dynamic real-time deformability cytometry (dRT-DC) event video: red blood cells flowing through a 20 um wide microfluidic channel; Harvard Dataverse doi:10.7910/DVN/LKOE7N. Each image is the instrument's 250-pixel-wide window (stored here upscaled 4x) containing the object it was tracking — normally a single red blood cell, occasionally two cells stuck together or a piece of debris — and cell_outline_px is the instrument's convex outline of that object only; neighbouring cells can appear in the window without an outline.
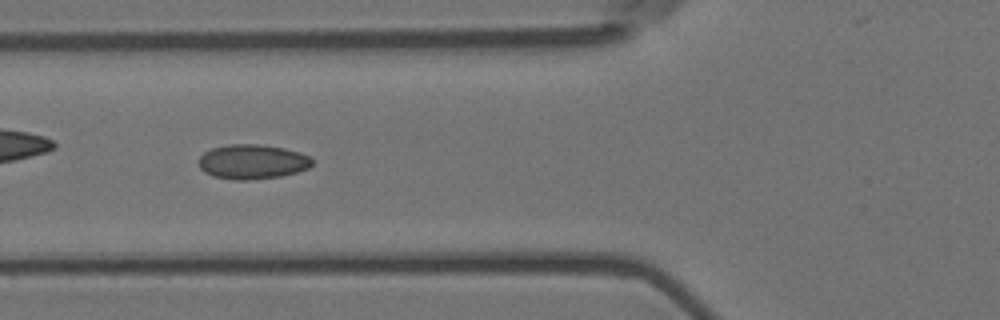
{"species": "Egyptian fruit bat (a non-hibernating species)", "species_latin": "Rousettus aegyptiacus", "temperature_condition": "room temperature", "stored_images_in_passage": 55, "camera_frame_rate_fps": 3000, "um_per_image_px": 0.085, "animal": {"sex": "female"}, "frame": {"image": 1, "passage_image": 20, "time_ms": 6.333, "image_size_px": [1000, 320], "cell_outline_px": [[312, 164], [308, 168], [296, 172], [280, 176], [248, 180], [236, 180], [212, 176], [204, 172], [200, 168], [200, 156], [204, 152], [212, 148], [228, 144], [256, 144], [284, 148], [300, 152], [308, 156], [312, 160]], "centroid_in_image_um": [21.43, 13.75], "position_along_channel_um": 104.4, "area_um2": 22.77}}
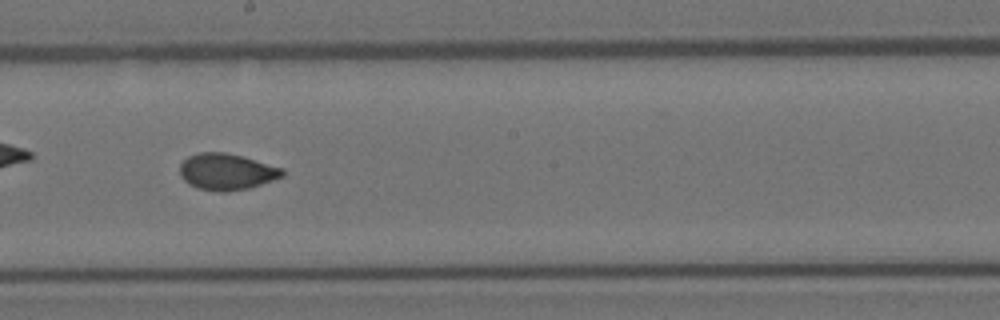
{"frame": {"image": 2, "passage_image": 30, "time_ms": 9.667, "image_size_px": [1000, 320], "cell_outline_px": [[284, 176], [248, 188], [228, 192], [220, 192], [196, 188], [188, 184], [180, 176], [180, 164], [188, 156], [200, 152], [224, 152], [244, 156], [284, 168]], "centroid_in_image_um": [19.26, 14.59], "position_along_channel_um": 228.9, "area_um2": 21.96}}
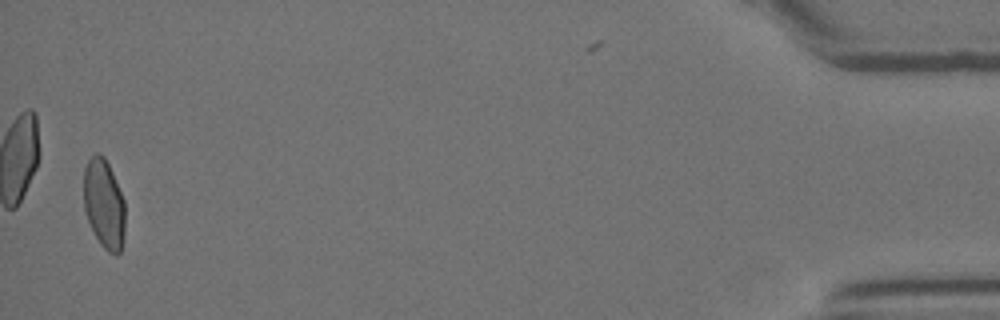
{"frame": {"image": 3, "passage_image": 53, "time_ms": 17.333, "image_size_px": [1000, 320], "cell_outline_px": [[124, 236], [120, 252], [116, 256], [108, 252], [100, 244], [88, 220], [84, 208], [84, 168], [88, 160], [96, 152], [100, 152], [104, 156], [112, 172], [124, 200]], "centroid_in_image_um": [8.84, 17.33], "position_along_channel_um": 426.4, "area_um2": 21.5}, "authors_computed_cell_mechanics": {"area_um2": 21.8484, "velocity_mm_per_s": 3.7286, "shape_relaxation_time_tau1_ms": null, "shape_relaxation_time_tau2_ms": 1.1037, "deformation_change_tau1": null, "deformation_change_tau2": 0.0447}}